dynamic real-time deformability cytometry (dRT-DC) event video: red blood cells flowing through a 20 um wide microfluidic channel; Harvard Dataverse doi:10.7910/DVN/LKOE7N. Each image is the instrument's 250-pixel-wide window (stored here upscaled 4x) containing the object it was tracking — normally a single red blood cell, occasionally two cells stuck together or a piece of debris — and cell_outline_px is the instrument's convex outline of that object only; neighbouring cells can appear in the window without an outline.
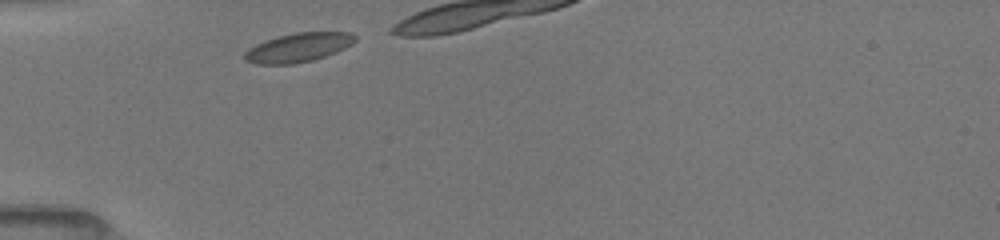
{"species": "common noctule bat (a hibernating species)", "species_latin": "Nyctalus noctula", "temperature_condition": "room temperature", "stored_images_in_passage": 7, "camera_frame_rate_fps": 3000, "um_per_image_px": 0.085, "animal": {"sex": "female", "body_mass_g": 19.5, "forearm_length_mm": 54.1}, "frame": {"image": 1, "passage_image": 1, "time_ms": 0.0, "image_size_px": [1000, 240], "cell_outline_px": [[356, 40], [352, 44], [336, 52], [312, 60], [292, 64], [256, 64], [244, 60], [244, 52], [248, 48], [256, 44], [280, 36], [296, 32], [352, 32], [356, 36]], "centroid_in_image_um": [25.36, 4.04], "position_along_channel_um": 59.6, "area_um2": 18.55}}
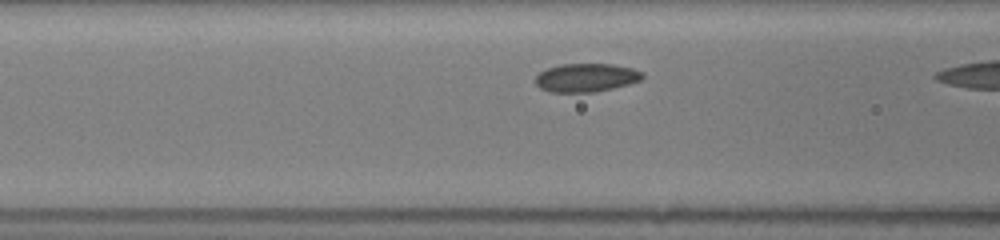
{"frame": {"image": 2, "passage_image": 6, "time_ms": 1.667, "image_size_px": [1000, 240], "cell_outline_px": [[644, 76], [640, 80], [628, 84], [612, 88], [592, 92], [548, 92], [540, 88], [536, 84], [536, 76], [540, 72], [548, 68], [560, 64], [612, 64], [632, 68], [644, 72]], "centroid_in_image_um": [49.82, 6.6], "position_along_channel_um": 116.8, "area_um2": 17.69}}